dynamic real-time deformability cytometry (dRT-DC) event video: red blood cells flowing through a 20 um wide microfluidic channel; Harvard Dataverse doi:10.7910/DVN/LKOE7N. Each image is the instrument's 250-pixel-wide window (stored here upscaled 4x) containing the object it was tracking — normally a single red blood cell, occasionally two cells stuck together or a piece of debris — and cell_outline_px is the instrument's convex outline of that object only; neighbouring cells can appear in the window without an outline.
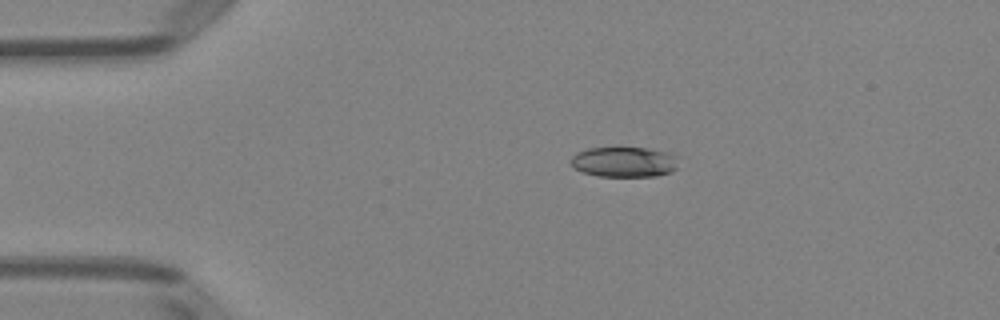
{"species": "Egyptian fruit bat (a non-hibernating species)", "species_latin": "Rousettus aegyptiacus", "temperature_condition": "room temperature", "stored_images_in_passage": 4, "camera_frame_rate_fps": 3000, "um_per_image_px": 0.085, "animal": {"sex": "female"}, "frame": {"image": 1, "passage_image": 4, "time_ms": 3.667, "image_size_px": [1000, 320], "cell_outline_px": [[676, 168], [672, 172], [656, 176], [600, 176], [584, 172], [576, 168], [568, 160], [576, 152], [588, 148], [644, 148], [668, 152], [676, 156]], "centroid_in_image_um": [53.04, 13.76], "position_along_channel_um": 32.0, "area_um2": 18.84}}